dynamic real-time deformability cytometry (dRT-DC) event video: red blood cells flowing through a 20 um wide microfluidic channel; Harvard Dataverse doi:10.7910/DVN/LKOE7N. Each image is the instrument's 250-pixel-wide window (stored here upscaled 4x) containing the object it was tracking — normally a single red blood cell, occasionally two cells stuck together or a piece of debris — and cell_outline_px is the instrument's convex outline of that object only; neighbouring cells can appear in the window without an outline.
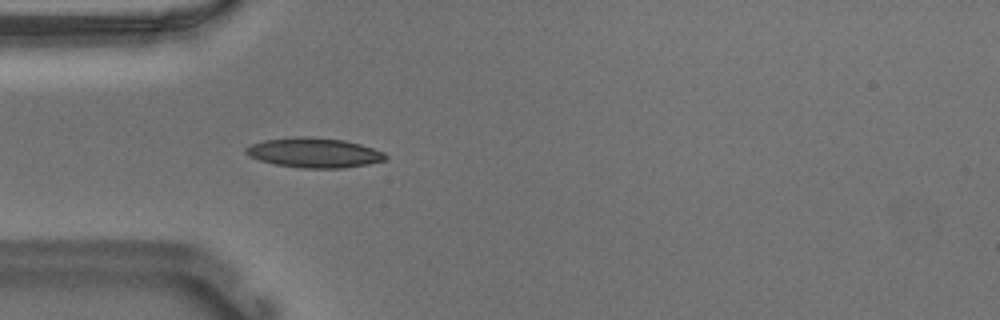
{"species": "Egyptian fruit bat (a non-hibernating species)", "species_latin": "Rousettus aegyptiacus", "temperature_condition": "warm", "stored_images_in_passage": 28, "camera_frame_rate_fps": 3000, "um_per_image_px": 0.085, "animal": {"sex": "male"}, "frame": {"image": 1, "passage_image": 5, "time_ms": 1.333, "image_size_px": [1000, 320], "cell_outline_px": [[388, 156], [384, 160], [368, 164], [344, 168], [300, 168], [276, 164], [260, 160], [248, 156], [244, 152], [244, 148], [252, 144], [264, 140], [296, 136], [304, 136], [344, 140], [360, 144], [384, 152]], "centroid_in_image_um": [26.68, 12.98], "position_along_channel_um": 58.3, "area_um2": 24.22}}